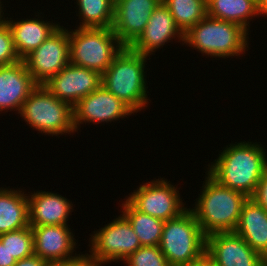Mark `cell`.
Wrapping results in <instances>:
<instances>
[{
    "mask_svg": "<svg viewBox=\"0 0 267 266\" xmlns=\"http://www.w3.org/2000/svg\"><path fill=\"white\" fill-rule=\"evenodd\" d=\"M240 141L224 147L209 163L207 173L218 183L252 197L267 170V152L262 144Z\"/></svg>",
    "mask_w": 267,
    "mask_h": 266,
    "instance_id": "cell-1",
    "label": "cell"
},
{
    "mask_svg": "<svg viewBox=\"0 0 267 266\" xmlns=\"http://www.w3.org/2000/svg\"><path fill=\"white\" fill-rule=\"evenodd\" d=\"M206 175L201 195L196 198L195 207L190 209L206 236L216 232H234L248 197L221 185L208 173Z\"/></svg>",
    "mask_w": 267,
    "mask_h": 266,
    "instance_id": "cell-2",
    "label": "cell"
},
{
    "mask_svg": "<svg viewBox=\"0 0 267 266\" xmlns=\"http://www.w3.org/2000/svg\"><path fill=\"white\" fill-rule=\"evenodd\" d=\"M148 56L124 46L102 74L101 85L135 113L148 106L145 65ZM147 105V106H146Z\"/></svg>",
    "mask_w": 267,
    "mask_h": 266,
    "instance_id": "cell-3",
    "label": "cell"
},
{
    "mask_svg": "<svg viewBox=\"0 0 267 266\" xmlns=\"http://www.w3.org/2000/svg\"><path fill=\"white\" fill-rule=\"evenodd\" d=\"M248 32L241 26L206 16L184 34V44L201 54L225 58L245 54Z\"/></svg>",
    "mask_w": 267,
    "mask_h": 266,
    "instance_id": "cell-4",
    "label": "cell"
},
{
    "mask_svg": "<svg viewBox=\"0 0 267 266\" xmlns=\"http://www.w3.org/2000/svg\"><path fill=\"white\" fill-rule=\"evenodd\" d=\"M206 237L188 208L165 221L159 247L170 266H185L206 254Z\"/></svg>",
    "mask_w": 267,
    "mask_h": 266,
    "instance_id": "cell-5",
    "label": "cell"
},
{
    "mask_svg": "<svg viewBox=\"0 0 267 266\" xmlns=\"http://www.w3.org/2000/svg\"><path fill=\"white\" fill-rule=\"evenodd\" d=\"M20 117L39 133L59 136L76 132L73 107L38 84L22 104Z\"/></svg>",
    "mask_w": 267,
    "mask_h": 266,
    "instance_id": "cell-6",
    "label": "cell"
},
{
    "mask_svg": "<svg viewBox=\"0 0 267 266\" xmlns=\"http://www.w3.org/2000/svg\"><path fill=\"white\" fill-rule=\"evenodd\" d=\"M70 63L103 74L124 45L112 28L69 30Z\"/></svg>",
    "mask_w": 267,
    "mask_h": 266,
    "instance_id": "cell-7",
    "label": "cell"
},
{
    "mask_svg": "<svg viewBox=\"0 0 267 266\" xmlns=\"http://www.w3.org/2000/svg\"><path fill=\"white\" fill-rule=\"evenodd\" d=\"M94 231L88 254L99 266L124 261L138 248L140 241L128 219L120 214L112 222Z\"/></svg>",
    "mask_w": 267,
    "mask_h": 266,
    "instance_id": "cell-8",
    "label": "cell"
},
{
    "mask_svg": "<svg viewBox=\"0 0 267 266\" xmlns=\"http://www.w3.org/2000/svg\"><path fill=\"white\" fill-rule=\"evenodd\" d=\"M164 178L152 180L139 186L126 196V200L138 211L168 221L181 215L184 207L177 186ZM181 198V199H180Z\"/></svg>",
    "mask_w": 267,
    "mask_h": 266,
    "instance_id": "cell-9",
    "label": "cell"
},
{
    "mask_svg": "<svg viewBox=\"0 0 267 266\" xmlns=\"http://www.w3.org/2000/svg\"><path fill=\"white\" fill-rule=\"evenodd\" d=\"M63 27L22 59L37 84L46 83L70 63L69 30Z\"/></svg>",
    "mask_w": 267,
    "mask_h": 266,
    "instance_id": "cell-10",
    "label": "cell"
},
{
    "mask_svg": "<svg viewBox=\"0 0 267 266\" xmlns=\"http://www.w3.org/2000/svg\"><path fill=\"white\" fill-rule=\"evenodd\" d=\"M74 127L78 132L80 124L86 123H104L124 119V117L134 115V111L118 99L102 85L80 99L73 107Z\"/></svg>",
    "mask_w": 267,
    "mask_h": 266,
    "instance_id": "cell-11",
    "label": "cell"
},
{
    "mask_svg": "<svg viewBox=\"0 0 267 266\" xmlns=\"http://www.w3.org/2000/svg\"><path fill=\"white\" fill-rule=\"evenodd\" d=\"M98 71L69 63L43 85L53 96L74 107L78 101L101 86Z\"/></svg>",
    "mask_w": 267,
    "mask_h": 266,
    "instance_id": "cell-12",
    "label": "cell"
},
{
    "mask_svg": "<svg viewBox=\"0 0 267 266\" xmlns=\"http://www.w3.org/2000/svg\"><path fill=\"white\" fill-rule=\"evenodd\" d=\"M206 255L217 266H263L267 261L235 232H216L208 235Z\"/></svg>",
    "mask_w": 267,
    "mask_h": 266,
    "instance_id": "cell-13",
    "label": "cell"
},
{
    "mask_svg": "<svg viewBox=\"0 0 267 266\" xmlns=\"http://www.w3.org/2000/svg\"><path fill=\"white\" fill-rule=\"evenodd\" d=\"M162 0H115L113 32L130 46L144 31L151 13Z\"/></svg>",
    "mask_w": 267,
    "mask_h": 266,
    "instance_id": "cell-14",
    "label": "cell"
},
{
    "mask_svg": "<svg viewBox=\"0 0 267 266\" xmlns=\"http://www.w3.org/2000/svg\"><path fill=\"white\" fill-rule=\"evenodd\" d=\"M70 225H45L31 227L34 238V254L50 265L77 258L75 235ZM74 255V256H72Z\"/></svg>",
    "mask_w": 267,
    "mask_h": 266,
    "instance_id": "cell-15",
    "label": "cell"
},
{
    "mask_svg": "<svg viewBox=\"0 0 267 266\" xmlns=\"http://www.w3.org/2000/svg\"><path fill=\"white\" fill-rule=\"evenodd\" d=\"M176 37H178V42H184V34L176 26L167 6L161 1L151 13L144 31L129 47L133 51L149 57L158 48Z\"/></svg>",
    "mask_w": 267,
    "mask_h": 266,
    "instance_id": "cell-16",
    "label": "cell"
},
{
    "mask_svg": "<svg viewBox=\"0 0 267 266\" xmlns=\"http://www.w3.org/2000/svg\"><path fill=\"white\" fill-rule=\"evenodd\" d=\"M38 84L28 72L23 60L0 66V112L18 111Z\"/></svg>",
    "mask_w": 267,
    "mask_h": 266,
    "instance_id": "cell-17",
    "label": "cell"
},
{
    "mask_svg": "<svg viewBox=\"0 0 267 266\" xmlns=\"http://www.w3.org/2000/svg\"><path fill=\"white\" fill-rule=\"evenodd\" d=\"M29 226L68 225L72 202L57 193L37 191L27 194Z\"/></svg>",
    "mask_w": 267,
    "mask_h": 266,
    "instance_id": "cell-18",
    "label": "cell"
},
{
    "mask_svg": "<svg viewBox=\"0 0 267 266\" xmlns=\"http://www.w3.org/2000/svg\"><path fill=\"white\" fill-rule=\"evenodd\" d=\"M234 232L267 260V210L253 198L244 202Z\"/></svg>",
    "mask_w": 267,
    "mask_h": 266,
    "instance_id": "cell-19",
    "label": "cell"
},
{
    "mask_svg": "<svg viewBox=\"0 0 267 266\" xmlns=\"http://www.w3.org/2000/svg\"><path fill=\"white\" fill-rule=\"evenodd\" d=\"M2 19L7 23L12 33V39L16 53L22 60L31 51L38 48L59 26L60 23L45 21L38 18L12 20L6 17Z\"/></svg>",
    "mask_w": 267,
    "mask_h": 266,
    "instance_id": "cell-20",
    "label": "cell"
},
{
    "mask_svg": "<svg viewBox=\"0 0 267 266\" xmlns=\"http://www.w3.org/2000/svg\"><path fill=\"white\" fill-rule=\"evenodd\" d=\"M17 189L0 188V234L29 226L28 196Z\"/></svg>",
    "mask_w": 267,
    "mask_h": 266,
    "instance_id": "cell-21",
    "label": "cell"
},
{
    "mask_svg": "<svg viewBox=\"0 0 267 266\" xmlns=\"http://www.w3.org/2000/svg\"><path fill=\"white\" fill-rule=\"evenodd\" d=\"M207 15L235 23L249 33L250 19L263 14L254 0H207Z\"/></svg>",
    "mask_w": 267,
    "mask_h": 266,
    "instance_id": "cell-22",
    "label": "cell"
},
{
    "mask_svg": "<svg viewBox=\"0 0 267 266\" xmlns=\"http://www.w3.org/2000/svg\"><path fill=\"white\" fill-rule=\"evenodd\" d=\"M122 214L128 219L141 246H159L165 221L136 210L126 199Z\"/></svg>",
    "mask_w": 267,
    "mask_h": 266,
    "instance_id": "cell-23",
    "label": "cell"
},
{
    "mask_svg": "<svg viewBox=\"0 0 267 266\" xmlns=\"http://www.w3.org/2000/svg\"><path fill=\"white\" fill-rule=\"evenodd\" d=\"M78 28H112L115 0H76Z\"/></svg>",
    "mask_w": 267,
    "mask_h": 266,
    "instance_id": "cell-24",
    "label": "cell"
},
{
    "mask_svg": "<svg viewBox=\"0 0 267 266\" xmlns=\"http://www.w3.org/2000/svg\"><path fill=\"white\" fill-rule=\"evenodd\" d=\"M176 26L185 34L207 16V0H162Z\"/></svg>",
    "mask_w": 267,
    "mask_h": 266,
    "instance_id": "cell-25",
    "label": "cell"
},
{
    "mask_svg": "<svg viewBox=\"0 0 267 266\" xmlns=\"http://www.w3.org/2000/svg\"><path fill=\"white\" fill-rule=\"evenodd\" d=\"M0 241L17 261L34 254V238L30 226L0 234Z\"/></svg>",
    "mask_w": 267,
    "mask_h": 266,
    "instance_id": "cell-26",
    "label": "cell"
},
{
    "mask_svg": "<svg viewBox=\"0 0 267 266\" xmlns=\"http://www.w3.org/2000/svg\"><path fill=\"white\" fill-rule=\"evenodd\" d=\"M124 262L126 266H170L159 246H141Z\"/></svg>",
    "mask_w": 267,
    "mask_h": 266,
    "instance_id": "cell-27",
    "label": "cell"
},
{
    "mask_svg": "<svg viewBox=\"0 0 267 266\" xmlns=\"http://www.w3.org/2000/svg\"><path fill=\"white\" fill-rule=\"evenodd\" d=\"M16 53L12 33L7 23L0 20V66L11 65L20 61Z\"/></svg>",
    "mask_w": 267,
    "mask_h": 266,
    "instance_id": "cell-28",
    "label": "cell"
},
{
    "mask_svg": "<svg viewBox=\"0 0 267 266\" xmlns=\"http://www.w3.org/2000/svg\"><path fill=\"white\" fill-rule=\"evenodd\" d=\"M267 210V170L261 177L254 195L251 197Z\"/></svg>",
    "mask_w": 267,
    "mask_h": 266,
    "instance_id": "cell-29",
    "label": "cell"
},
{
    "mask_svg": "<svg viewBox=\"0 0 267 266\" xmlns=\"http://www.w3.org/2000/svg\"><path fill=\"white\" fill-rule=\"evenodd\" d=\"M51 266H99L89 255L82 254L77 258L69 261H64L61 263H55Z\"/></svg>",
    "mask_w": 267,
    "mask_h": 266,
    "instance_id": "cell-30",
    "label": "cell"
},
{
    "mask_svg": "<svg viewBox=\"0 0 267 266\" xmlns=\"http://www.w3.org/2000/svg\"><path fill=\"white\" fill-rule=\"evenodd\" d=\"M14 266H51L47 261L37 256L36 254H32L29 257H25L24 259L16 261Z\"/></svg>",
    "mask_w": 267,
    "mask_h": 266,
    "instance_id": "cell-31",
    "label": "cell"
},
{
    "mask_svg": "<svg viewBox=\"0 0 267 266\" xmlns=\"http://www.w3.org/2000/svg\"><path fill=\"white\" fill-rule=\"evenodd\" d=\"M16 261L17 260L10 255L6 246L0 241V266H14Z\"/></svg>",
    "mask_w": 267,
    "mask_h": 266,
    "instance_id": "cell-32",
    "label": "cell"
},
{
    "mask_svg": "<svg viewBox=\"0 0 267 266\" xmlns=\"http://www.w3.org/2000/svg\"><path fill=\"white\" fill-rule=\"evenodd\" d=\"M185 266H217V265L208 257V255L205 254L199 260H196Z\"/></svg>",
    "mask_w": 267,
    "mask_h": 266,
    "instance_id": "cell-33",
    "label": "cell"
},
{
    "mask_svg": "<svg viewBox=\"0 0 267 266\" xmlns=\"http://www.w3.org/2000/svg\"><path fill=\"white\" fill-rule=\"evenodd\" d=\"M257 8L267 17V0H254Z\"/></svg>",
    "mask_w": 267,
    "mask_h": 266,
    "instance_id": "cell-34",
    "label": "cell"
},
{
    "mask_svg": "<svg viewBox=\"0 0 267 266\" xmlns=\"http://www.w3.org/2000/svg\"><path fill=\"white\" fill-rule=\"evenodd\" d=\"M1 3L2 2L0 0V20L2 19V16H3V7H2L3 4H1Z\"/></svg>",
    "mask_w": 267,
    "mask_h": 266,
    "instance_id": "cell-35",
    "label": "cell"
}]
</instances>
